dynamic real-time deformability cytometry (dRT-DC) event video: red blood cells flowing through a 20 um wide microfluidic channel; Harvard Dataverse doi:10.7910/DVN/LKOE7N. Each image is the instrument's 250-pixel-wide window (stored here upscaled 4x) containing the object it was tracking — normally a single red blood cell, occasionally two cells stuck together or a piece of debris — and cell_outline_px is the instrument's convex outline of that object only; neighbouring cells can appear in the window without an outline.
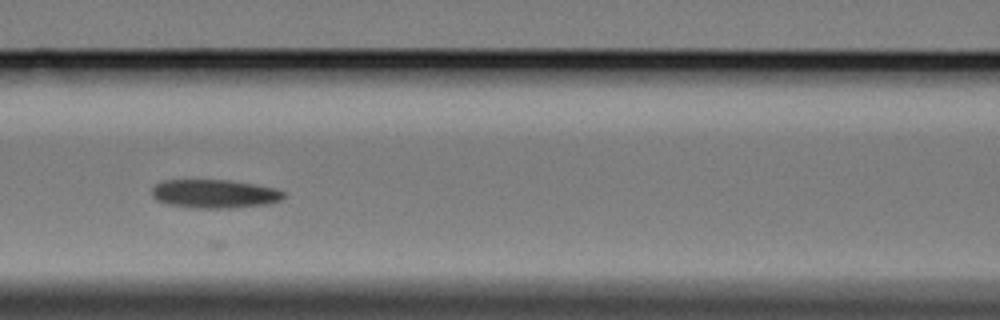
{"species": "Egyptian fruit bat (a non-hibernating species)", "species_latin": "Rousettus aegyptiacus", "temperature_condition": "cold", "stored_images_in_passage": 6, "camera_frame_rate_fps": 3000, "um_per_image_px": 0.085, "animal": {"sex": "female"}, "frame": {"image": 1, "passage_image": 4, "time_ms": 3.667, "image_size_px": [1000, 320], "cell_outline_px": [[284, 196], [280, 200], [268, 204], [228, 208], [196, 208], [168, 204], [156, 200], [152, 196], [152, 188], [160, 180], [228, 180], [276, 188], [284, 192]], "centroid_in_image_um": [18.2, 16.47], "position_along_channel_um": 148.4, "area_um2": 21.91}}
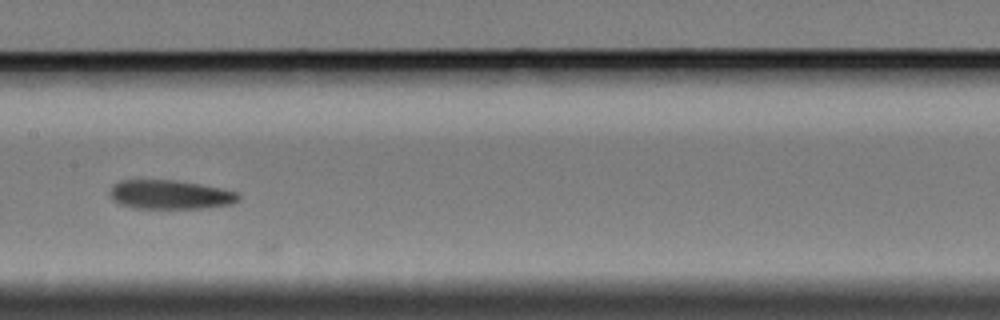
{"frame": {"image": 2, "passage_image": 5, "time_ms": 5.0, "image_size_px": [1000, 320], "cell_outline_px": [[240, 200], [232, 204], [208, 208], [132, 208], [120, 204], [112, 200], [108, 196], [108, 192], [112, 184], [120, 180], [176, 180], [200, 184], [220, 188], [236, 192], [240, 196]], "centroid_in_image_um": [14.42, 16.54], "position_along_channel_um": 193.0, "area_um2": 22.08}}